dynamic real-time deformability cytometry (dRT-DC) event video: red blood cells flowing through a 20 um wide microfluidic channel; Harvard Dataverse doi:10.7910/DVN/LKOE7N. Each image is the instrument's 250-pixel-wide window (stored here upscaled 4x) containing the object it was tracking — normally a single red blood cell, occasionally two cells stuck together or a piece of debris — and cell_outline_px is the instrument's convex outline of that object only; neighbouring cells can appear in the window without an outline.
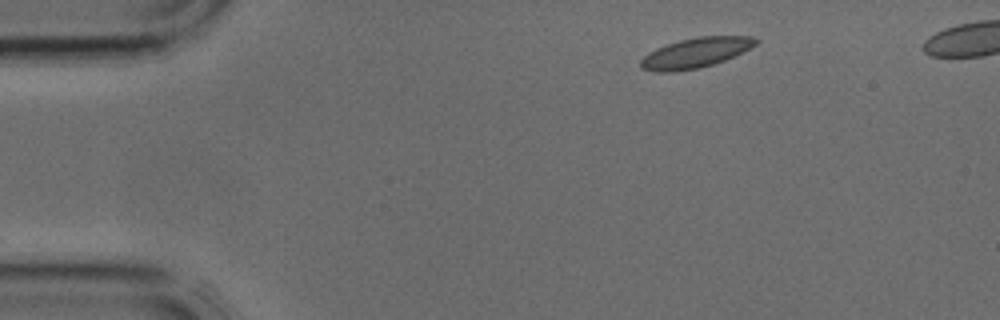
{"species": "common noctule bat (a hibernating species)", "species_latin": "Nyctalus noctula", "temperature_condition": "cold", "stored_images_in_passage": 3, "camera_frame_rate_fps": 3000, "um_per_image_px": 0.085, "animal": {"sex": "male", "body_mass_g": 17.9, "forearm_length_mm": 54.2}, "frame": {"image": 1, "passage_image": 1, "time_ms": 0.0, "image_size_px": [1000, 320], "cell_outline_px": [[760, 40], [756, 44], [724, 60], [700, 68], [672, 72], [656, 72], [640, 68], [640, 60], [648, 52], [656, 48], [680, 40], [700, 36], [752, 36]], "centroid_in_image_um": [59.07, 4.49], "position_along_channel_um": 25.9, "area_um2": 19.94}}